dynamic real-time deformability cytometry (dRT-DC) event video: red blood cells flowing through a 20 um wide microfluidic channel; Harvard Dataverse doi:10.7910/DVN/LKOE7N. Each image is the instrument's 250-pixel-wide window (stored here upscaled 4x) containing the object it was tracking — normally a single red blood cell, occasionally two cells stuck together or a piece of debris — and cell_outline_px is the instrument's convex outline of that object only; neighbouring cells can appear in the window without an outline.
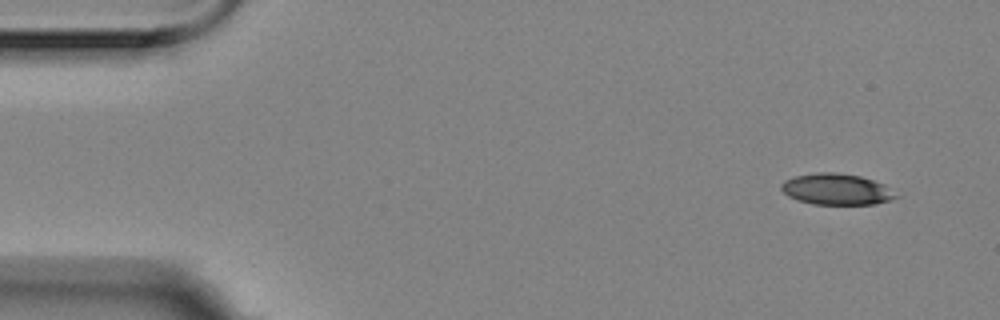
{"species": "Egyptian fruit bat (a non-hibernating species)", "species_latin": "Rousettus aegyptiacus", "temperature_condition": "room temperature", "stored_images_in_passage": 5, "camera_frame_rate_fps": 3000, "um_per_image_px": 0.085, "animal": {"sex": "female"}, "frame": {"image": 1, "passage_image": 1, "time_ms": 0.0, "image_size_px": [1000, 320], "cell_outline_px": [[900, 196], [876, 204], [812, 204], [796, 200], [788, 196], [780, 188], [780, 184], [784, 180], [796, 176], [816, 172], [832, 172], [860, 176], [884, 184]], "centroid_in_image_um": [71.08, 16.09], "position_along_channel_um": 13.9, "area_um2": 20.81}}
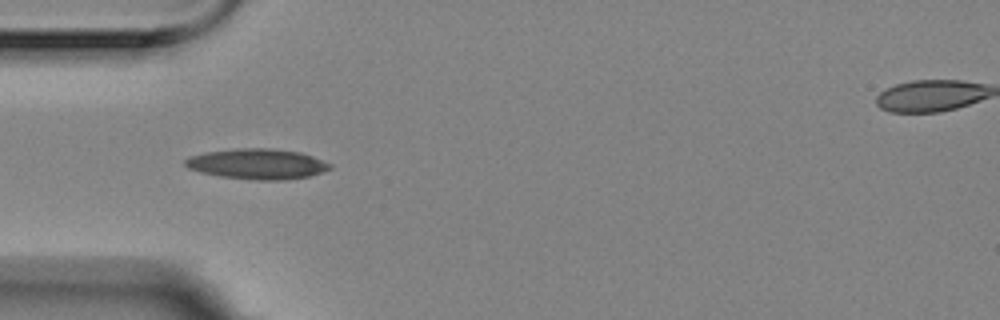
{"frame": {"image": 2, "passage_image": 4, "time_ms": 1.0, "image_size_px": [1000, 320], "cell_outline_px": [[332, 168], [308, 176], [284, 180], [256, 180], [220, 176], [200, 172], [188, 168], [184, 164], [184, 160], [188, 156], [204, 152], [236, 148], [268, 148], [300, 152], [312, 156], [332, 164]], "centroid_in_image_um": [21.83, 13.93], "position_along_channel_um": 63.2, "area_um2": 25.66}}
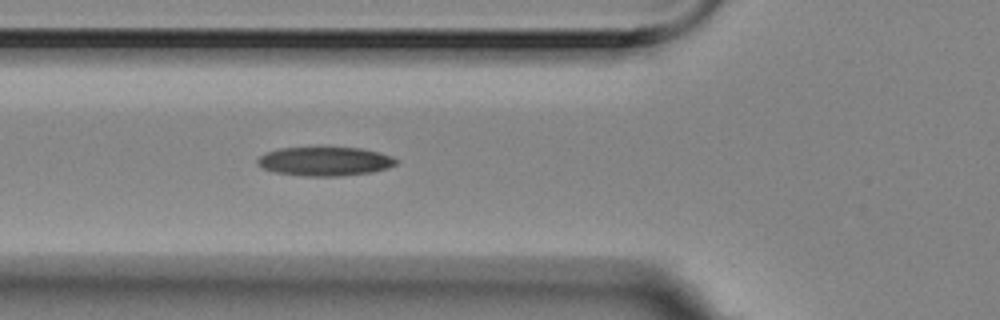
{"frame": {"image": 3, "passage_image": 5, "time_ms": 1.333, "image_size_px": [1000, 320], "cell_outline_px": [[400, 160], [396, 164], [388, 168], [372, 172], [340, 176], [304, 176], [276, 172], [264, 168], [256, 164], [256, 160], [260, 156], [268, 152], [280, 148], [360, 148], [380, 152], [392, 156]], "centroid_in_image_um": [27.66, 13.72], "position_along_channel_um": 98.1, "area_um2": 23.29}}